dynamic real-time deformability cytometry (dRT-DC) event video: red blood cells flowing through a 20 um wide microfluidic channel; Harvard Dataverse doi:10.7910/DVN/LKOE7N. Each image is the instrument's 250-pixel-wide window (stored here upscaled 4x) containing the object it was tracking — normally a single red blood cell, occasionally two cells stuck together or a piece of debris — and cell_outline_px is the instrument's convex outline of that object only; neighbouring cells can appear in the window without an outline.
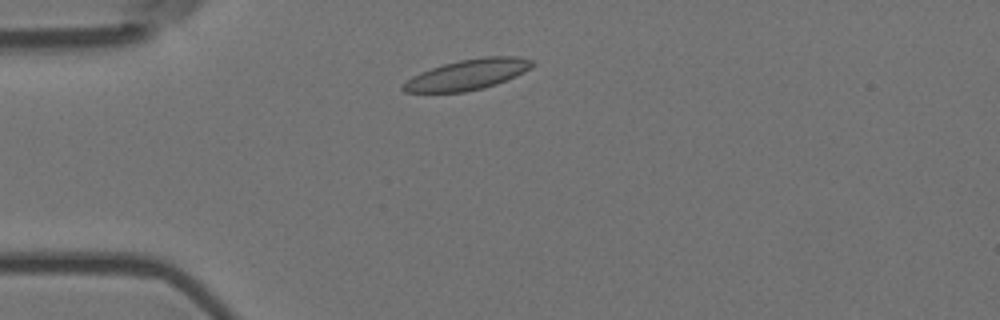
{"species": "Egyptian fruit bat (a non-hibernating species)", "species_latin": "Rousettus aegyptiacus", "temperature_condition": "room temperature", "stored_images_in_passage": 5, "camera_frame_rate_fps": 3000, "um_per_image_px": 0.085, "animal": {"sex": "female"}, "frame": {"image": 1, "passage_image": 2, "time_ms": 0.333, "image_size_px": [1000, 320], "cell_outline_px": [[532, 68], [516, 76], [496, 84], [464, 92], [404, 92], [400, 88], [412, 76], [420, 72], [444, 64], [460, 60], [484, 56], [520, 56], [532, 60]], "centroid_in_image_um": [39.76, 6.33], "position_along_channel_um": 45.2, "area_um2": 22.72}}
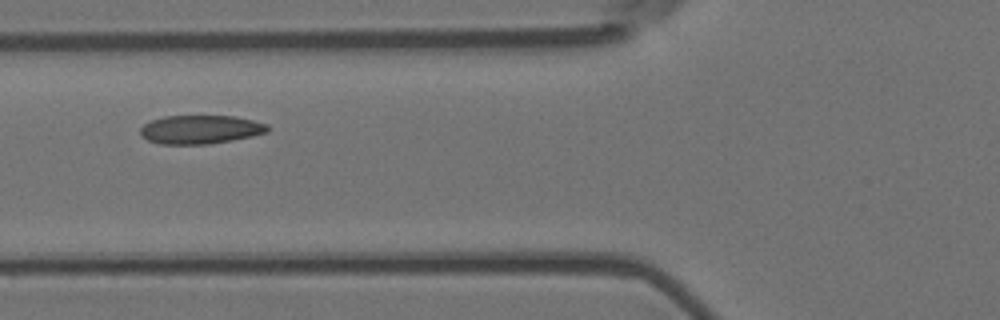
{"frame": {"image": 2, "passage_image": 4, "time_ms": 1.0, "image_size_px": [1000, 320], "cell_outline_px": [[268, 132], [252, 136], [232, 140], [208, 144], [160, 144], [148, 140], [140, 136], [140, 128], [144, 124], [152, 120], [164, 116], [236, 116], [268, 124]], "centroid_in_image_um": [17.02, 11.01], "position_along_channel_um": 108.8, "area_um2": 21.27}}
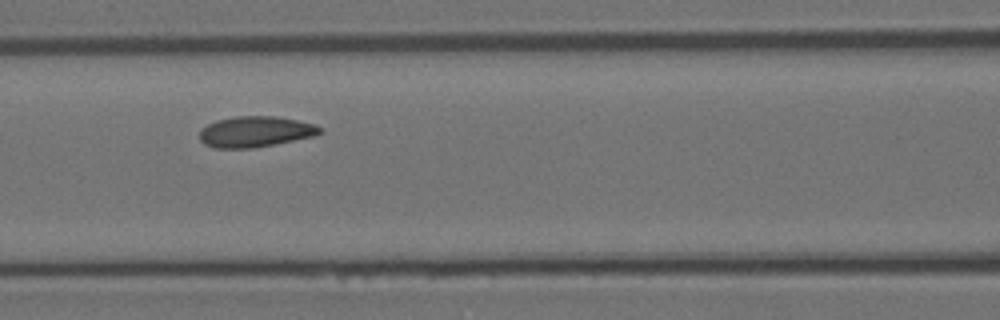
{"frame": {"image": 3, "passage_image": 5, "time_ms": 1.333, "image_size_px": [1000, 320], "cell_outline_px": [[324, 132], [312, 136], [256, 148], [216, 148], [204, 144], [200, 140], [200, 128], [216, 120], [236, 116], [276, 116], [316, 124]], "centroid_in_image_um": [21.68, 11.19], "position_along_channel_um": 144.9, "area_um2": 21.62}}